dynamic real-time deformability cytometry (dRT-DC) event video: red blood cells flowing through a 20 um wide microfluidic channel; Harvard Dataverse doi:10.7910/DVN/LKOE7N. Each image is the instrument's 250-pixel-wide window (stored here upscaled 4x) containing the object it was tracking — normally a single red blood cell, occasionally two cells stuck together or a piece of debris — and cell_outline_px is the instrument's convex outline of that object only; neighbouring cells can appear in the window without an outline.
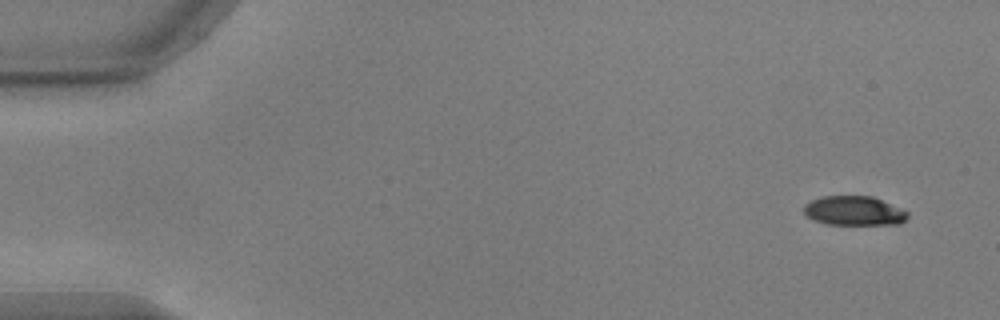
{"species": "common noctule bat (a hibernating species)", "species_latin": "Nyctalus noctula", "temperature_condition": "warm", "stored_images_in_passage": 53, "camera_frame_rate_fps": 3000, "um_per_image_px": 0.085, "animal": {"sex": "male", "body_mass_g": 17.9, "forearm_length_mm": 54.2}, "frame": {"image": 1, "passage_image": 1, "time_ms": 0.0, "image_size_px": [1000, 320], "cell_outline_px": [[908, 216], [900, 224], [824, 224], [812, 220], [804, 212], [804, 204], [820, 196], [872, 196], [900, 208], [908, 212]], "centroid_in_image_um": [72.56, 17.92], "position_along_channel_um": 12.4, "area_um2": 17.69}}
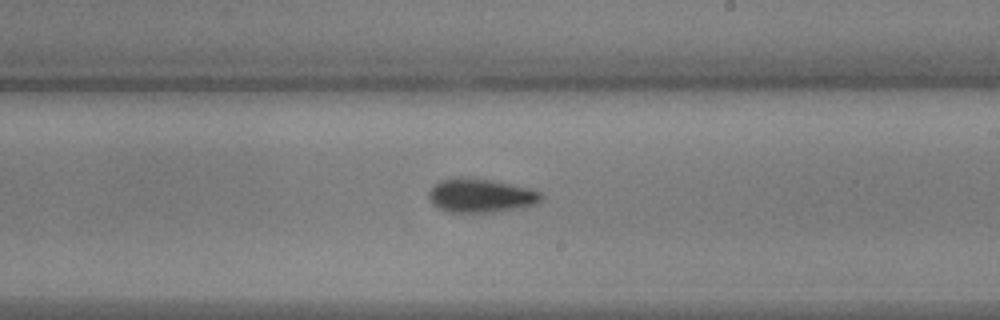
{"frame": {"image": 2, "passage_image": 30, "time_ms": 9.667, "image_size_px": [1000, 320], "cell_outline_px": [[544, 200], [536, 204], [520, 208], [492, 212], [448, 212], [432, 204], [428, 196], [428, 192], [440, 180], [460, 176], [492, 180], [532, 188], [540, 192], [544, 196]], "centroid_in_image_um": [40.9, 16.61], "position_along_channel_um": 248.1, "area_um2": 22.43}}
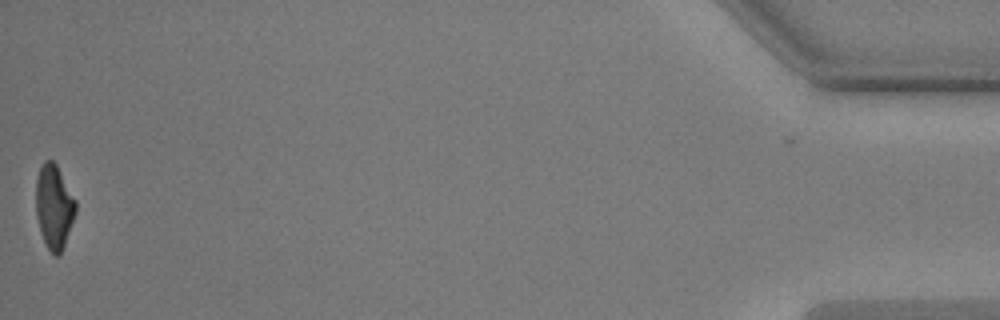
{"frame": {"image": 3, "passage_image": 52, "time_ms": 17.0, "image_size_px": [1000, 320], "cell_outline_px": [[76, 212], [60, 256], [56, 256], [48, 248], [40, 232], [36, 216], [36, 180], [40, 168], [44, 160], [52, 160], [56, 164], [76, 200]], "centroid_in_image_um": [4.59, 17.56], "position_along_channel_um": 430.6, "area_um2": 19.36}, "authors_computed_cell_mechanics": {"area_um2": 20.4034, "velocity_mm_per_s": 3.7497, "shape_relaxation_time_tau1_ms": 2.781, "shape_relaxation_time_tau2_ms": 3.4902, "deformation_change_tau1": 0.1612, "deformation_change_tau2": 0.1146}}